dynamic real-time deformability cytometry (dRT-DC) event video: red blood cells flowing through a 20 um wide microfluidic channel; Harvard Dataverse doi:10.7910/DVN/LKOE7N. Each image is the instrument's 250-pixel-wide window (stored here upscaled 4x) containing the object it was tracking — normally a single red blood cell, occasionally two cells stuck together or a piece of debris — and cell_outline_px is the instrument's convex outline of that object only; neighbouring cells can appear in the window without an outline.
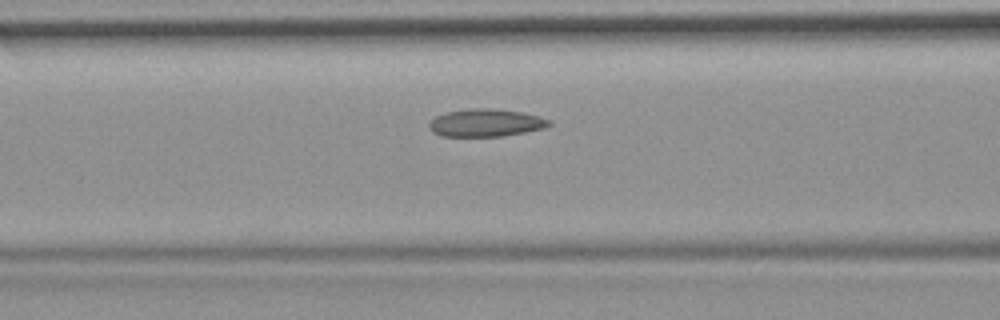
{"species": "common noctule bat (a hibernating species)", "species_latin": "Nyctalus noctula", "temperature_condition": "room temperature", "stored_images_in_passage": 17, "camera_frame_rate_fps": 3000, "um_per_image_px": 0.085, "animal": {"sex": "female", "body_mass_g": 19.9}, "frame": {"image": 1, "passage_image": 12, "time_ms": 3.667, "image_size_px": [1000, 320], "cell_outline_px": [[552, 124], [544, 128], [524, 132], [500, 136], [440, 136], [432, 132], [428, 128], [428, 124], [436, 116], [444, 112], [472, 108], [488, 108], [524, 112], [540, 116], [552, 120]], "centroid_in_image_um": [41.29, 10.43], "position_along_channel_um": 125.3, "area_um2": 19.48}}
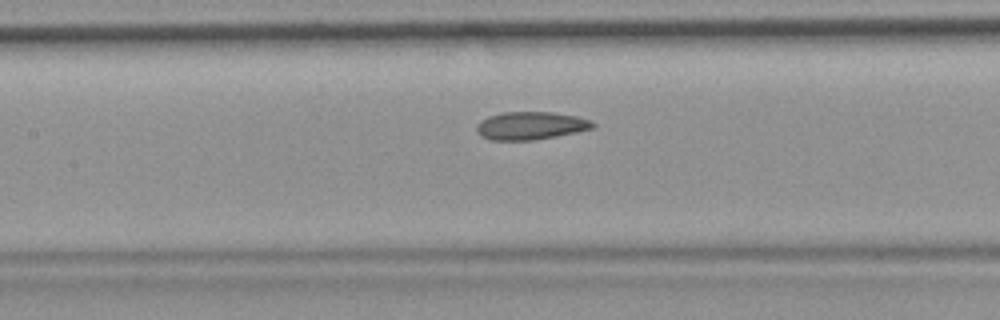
{"frame": {"image": 2, "passage_image": 15, "time_ms": 4.667, "image_size_px": [1000, 320], "cell_outline_px": [[596, 124], [592, 128], [576, 132], [532, 140], [492, 140], [476, 132], [476, 124], [480, 120], [488, 116], [504, 112], [552, 112], [576, 116], [592, 120]], "centroid_in_image_um": [45.09, 10.67], "position_along_channel_um": 162.3, "area_um2": 18.79}}